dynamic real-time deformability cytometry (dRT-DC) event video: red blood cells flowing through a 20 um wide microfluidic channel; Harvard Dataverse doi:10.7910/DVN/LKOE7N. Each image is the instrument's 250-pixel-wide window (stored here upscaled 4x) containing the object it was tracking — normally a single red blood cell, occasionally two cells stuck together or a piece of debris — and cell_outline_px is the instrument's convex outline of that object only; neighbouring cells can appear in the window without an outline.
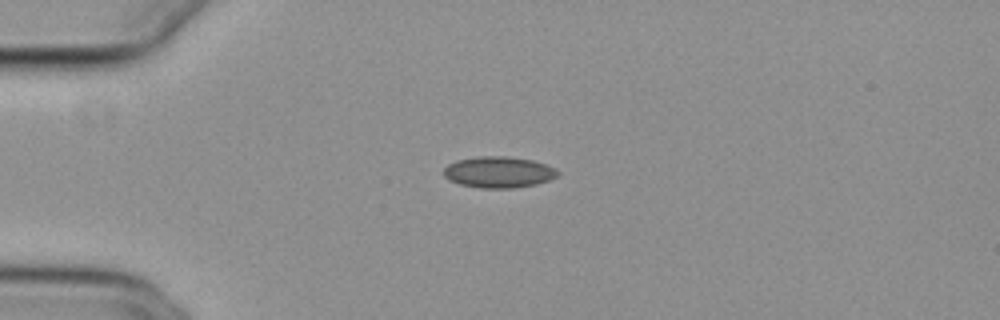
{"species": "common noctule bat (a hibernating species)", "species_latin": "Nyctalus noctula", "temperature_condition": "cold", "stored_images_in_passage": 41, "camera_frame_rate_fps": 3000, "um_per_image_px": 0.085, "animal": {"sex": "female", "body_mass_g": 29.2, "forearm_length_mm": 56.3}, "frame": {"image": 1, "passage_image": 1, "time_ms": 0.0, "image_size_px": [1000, 320], "cell_outline_px": [[560, 172], [556, 176], [548, 180], [536, 184], [512, 188], [480, 188], [460, 184], [444, 176], [444, 168], [448, 164], [456, 160], [480, 156], [508, 156], [532, 160], [556, 168]], "centroid_in_image_um": [42.39, 14.62], "position_along_channel_um": 42.6, "area_um2": 20.63}}
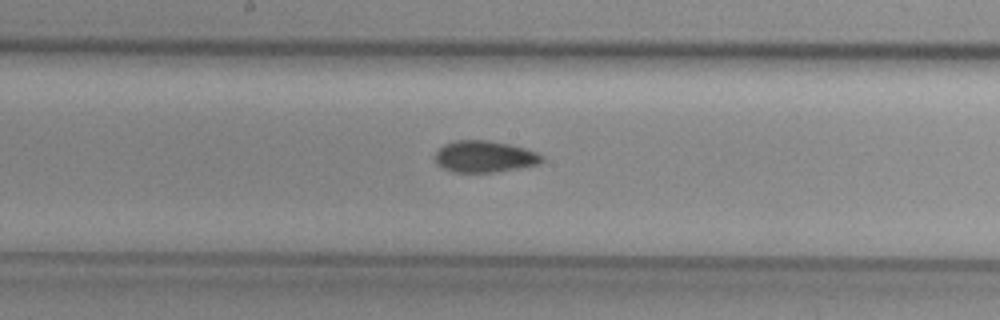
{"frame": {"image": 2, "passage_image": 16, "time_ms": 5.0, "image_size_px": [1000, 320], "cell_outline_px": [[544, 160], [540, 164], [520, 168], [496, 172], [452, 172], [436, 164], [436, 152], [444, 144], [456, 140], [488, 140], [508, 144], [524, 148], [536, 152], [544, 156]], "centroid_in_image_um": [41.21, 13.31], "position_along_channel_um": 207.0, "area_um2": 19.71}}
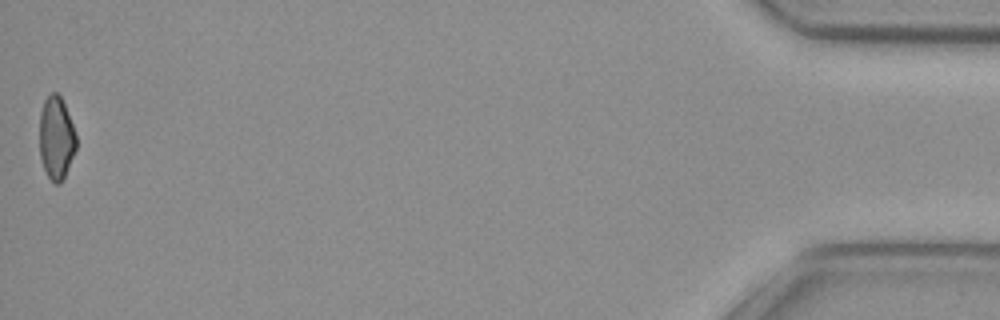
{"frame": {"image": 3, "passage_image": 41, "time_ms": 13.333, "image_size_px": [1000, 320], "cell_outline_px": [[76, 148], [64, 176], [60, 184], [56, 184], [48, 176], [44, 168], [40, 156], [40, 112], [44, 100], [52, 92], [56, 92], [60, 96], [64, 104], [72, 124], [76, 136]], "centroid_in_image_um": [4.77, 11.71], "position_along_channel_um": 430.4, "area_um2": 17.4}, "authors_computed_cell_mechanics": {"area_um2": 19.5942, "velocity_mm_per_s": 3.8406, "shape_relaxation_time_tau1_ms": null, "shape_relaxation_time_tau2_ms": 7.7673, "deformation_change_tau1": null, "deformation_change_tau2": 0.1232}}